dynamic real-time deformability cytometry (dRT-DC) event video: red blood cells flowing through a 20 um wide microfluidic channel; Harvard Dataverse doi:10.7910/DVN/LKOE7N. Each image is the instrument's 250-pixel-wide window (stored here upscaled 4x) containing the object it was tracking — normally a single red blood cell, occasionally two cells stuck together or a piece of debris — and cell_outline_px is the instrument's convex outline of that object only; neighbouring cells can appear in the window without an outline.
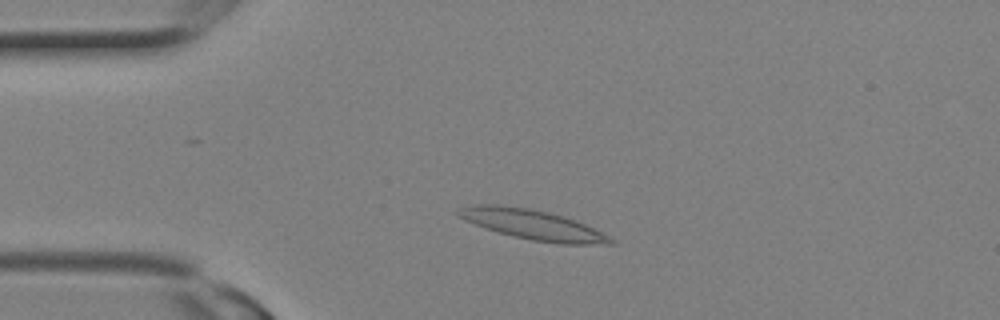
{"species": "Egyptian fruit bat (a non-hibernating species)", "species_latin": "Rousettus aegyptiacus", "temperature_condition": "room temperature", "stored_images_in_passage": 1, "camera_frame_rate_fps": 3000, "um_per_image_px": 0.085, "animal": {"sex": "female"}, "frame": {"image": 1, "passage_image": 1, "time_ms": 0.0, "image_size_px": [1000, 320], "cell_outline_px": [[616, 244], [560, 244], [532, 240], [500, 232], [464, 220], [456, 216], [456, 212], [460, 208], [476, 204], [496, 204], [532, 208], [564, 216], [584, 224], [616, 240]], "centroid_in_image_um": [45.28, 19.08], "position_along_channel_um": 39.7, "area_um2": 26.24}}